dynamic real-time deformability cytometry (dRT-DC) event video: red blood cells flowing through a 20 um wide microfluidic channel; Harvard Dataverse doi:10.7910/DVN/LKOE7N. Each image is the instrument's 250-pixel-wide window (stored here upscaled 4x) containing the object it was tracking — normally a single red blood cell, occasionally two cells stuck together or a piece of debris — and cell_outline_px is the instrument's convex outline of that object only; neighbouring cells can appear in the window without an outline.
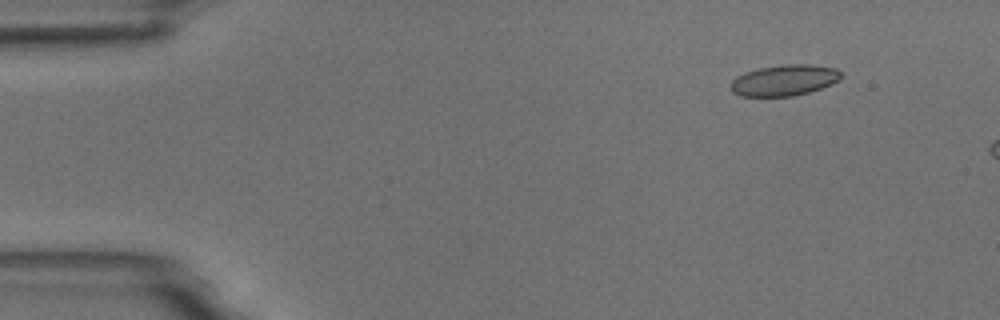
{"species": "common noctule bat (a hibernating species)", "species_latin": "Nyctalus noctula", "temperature_condition": "room temperature", "stored_images_in_passage": 3, "camera_frame_rate_fps": 3000, "um_per_image_px": 0.085, "animal": {"sex": "male", "body_mass_g": 18.8}, "frame": {"image": 1, "passage_image": 3, "time_ms": 2.333, "image_size_px": [1000, 320], "cell_outline_px": [[840, 80], [832, 84], [808, 92], [792, 96], [740, 96], [732, 92], [732, 80], [736, 76], [744, 72], [760, 68], [780, 64], [812, 64], [836, 68], [840, 72]], "centroid_in_image_um": [66.66, 6.81], "position_along_channel_um": 18.3, "area_um2": 19.94}}